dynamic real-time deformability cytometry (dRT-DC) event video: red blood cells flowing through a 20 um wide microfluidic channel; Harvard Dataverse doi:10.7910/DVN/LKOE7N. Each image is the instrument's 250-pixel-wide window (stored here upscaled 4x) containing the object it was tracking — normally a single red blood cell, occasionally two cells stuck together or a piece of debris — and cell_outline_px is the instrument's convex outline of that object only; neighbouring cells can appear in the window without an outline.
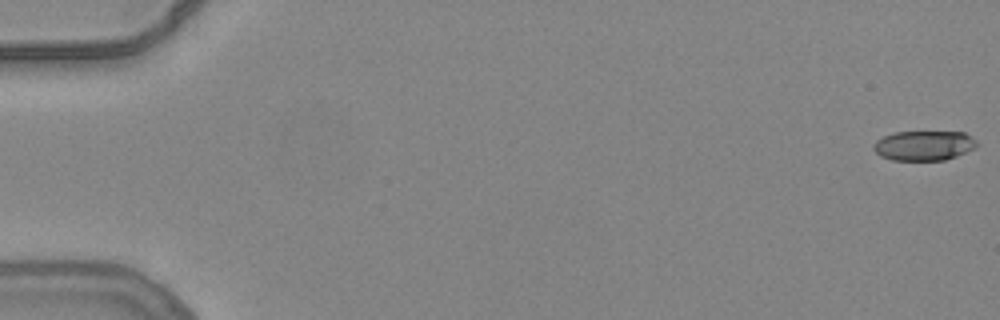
{"species": "common noctule bat (a hibernating species)", "species_latin": "Nyctalus noctula", "temperature_condition": "warm", "stored_images_in_passage": 55, "camera_frame_rate_fps": 3000, "um_per_image_px": 0.085, "animal": {"sex": "female", "body_mass_g": 24.6, "forearm_length_mm": 56.2}, "frame": {"image": 1, "passage_image": 1, "time_ms": 0.0, "image_size_px": [1000, 320], "cell_outline_px": [[976, 144], [972, 148], [956, 156], [944, 160], [892, 160], [880, 156], [872, 148], [872, 144], [876, 140], [884, 136], [896, 132], [964, 132], [976, 140]], "centroid_in_image_um": [78.47, 12.37], "position_along_channel_um": 6.5, "area_um2": 17.74}}
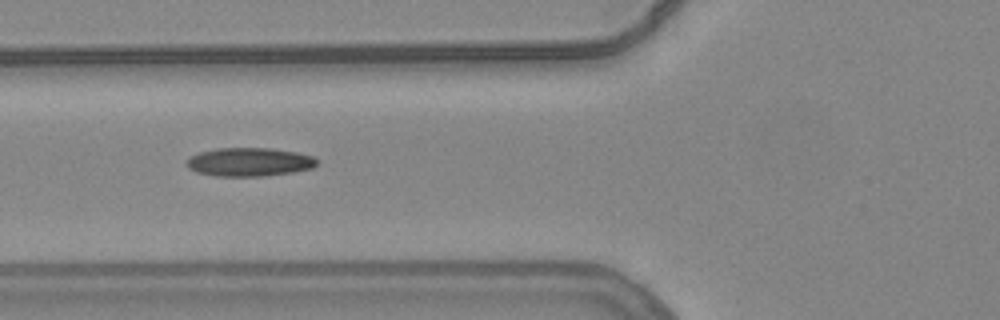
{"frame": {"image": 2, "passage_image": 22, "time_ms": 7.0, "image_size_px": [1000, 320], "cell_outline_px": [[316, 164], [312, 168], [292, 172], [264, 176], [216, 176], [196, 172], [188, 168], [188, 160], [192, 156], [200, 152], [216, 148], [272, 148], [296, 152], [312, 156], [316, 160]], "centroid_in_image_um": [21.19, 13.77], "position_along_channel_um": 104.6, "area_um2": 21.5}}
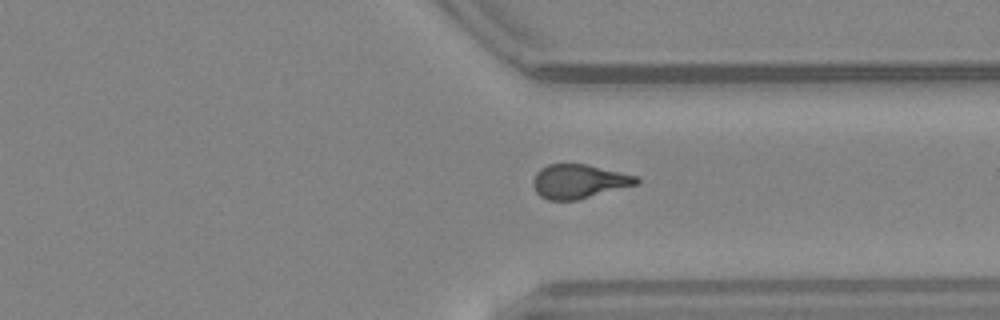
{"frame": {"image": 3, "passage_image": 42, "time_ms": 13.667, "image_size_px": [1000, 320], "cell_outline_px": [[640, 184], [576, 200], [548, 200], [540, 196], [536, 192], [532, 184], [532, 180], [536, 172], [540, 168], [548, 164], [588, 164], [640, 176]], "centroid_in_image_um": [49.24, 15.41], "position_along_channel_um": 362.2, "area_um2": 20.87}, "authors_computed_cell_mechanics": {"area_um2": 20.519, "velocity_mm_per_s": 3.8664, "shape_relaxation_time_tau1_ms": 7.8271, "shape_relaxation_time_tau2_ms": 1.9849, "deformation_change_tau1": 0.2524, "deformation_change_tau2": 0.1101}}